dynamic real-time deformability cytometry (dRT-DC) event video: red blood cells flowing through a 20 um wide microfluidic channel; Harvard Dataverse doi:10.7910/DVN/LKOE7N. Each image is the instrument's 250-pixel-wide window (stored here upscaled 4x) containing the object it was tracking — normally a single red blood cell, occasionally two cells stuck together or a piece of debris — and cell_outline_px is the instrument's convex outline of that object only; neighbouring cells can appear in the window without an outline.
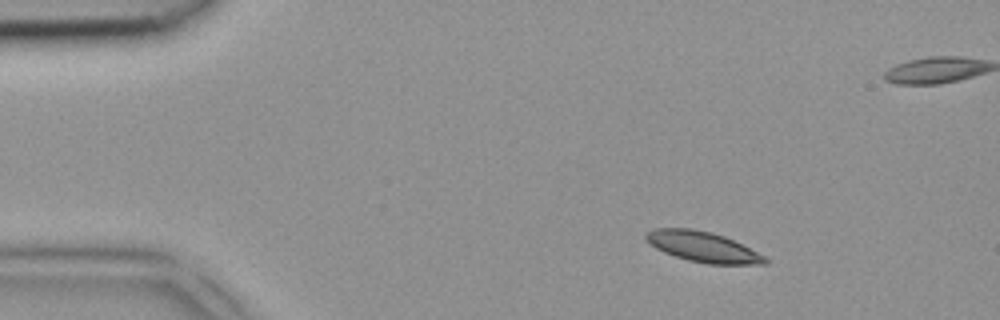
{"species": "common noctule bat (a hibernating species)", "species_latin": "Nyctalus noctula", "temperature_condition": "room temperature", "stored_images_in_passage": 5, "camera_frame_rate_fps": 3000, "um_per_image_px": 0.085, "animal": {"sex": "female", "body_mass_g": 18.4}, "frame": {"image": 1, "passage_image": 2, "time_ms": 0.333, "image_size_px": [1000, 320], "cell_outline_px": [[768, 264], [708, 264], [688, 260], [664, 252], [656, 248], [644, 236], [652, 228], [692, 228], [712, 232], [724, 236], [764, 256], [768, 260]], "centroid_in_image_um": [59.73, 20.97], "position_along_channel_um": 25.3, "area_um2": 20.75}}